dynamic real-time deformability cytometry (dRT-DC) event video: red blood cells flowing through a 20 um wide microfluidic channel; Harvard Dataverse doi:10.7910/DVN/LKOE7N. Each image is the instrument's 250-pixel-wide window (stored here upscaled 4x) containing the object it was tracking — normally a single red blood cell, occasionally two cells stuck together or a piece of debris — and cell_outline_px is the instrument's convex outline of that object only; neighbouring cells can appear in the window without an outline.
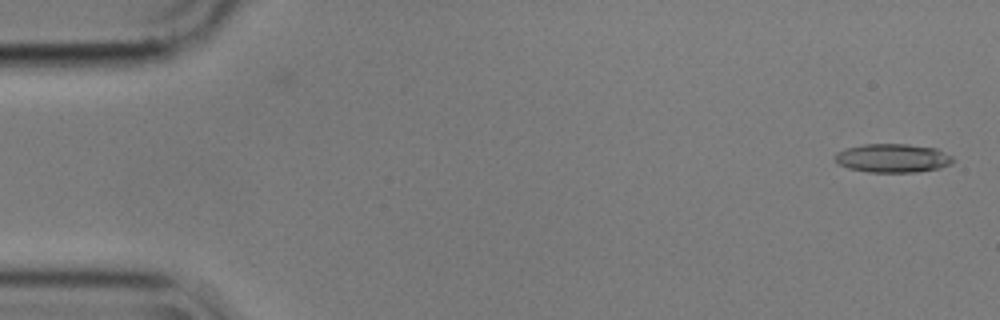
{"species": "common noctule bat (a hibernating species)", "species_latin": "Nyctalus noctula", "temperature_condition": "cold", "stored_images_in_passage": 50, "camera_frame_rate_fps": 3000, "um_per_image_px": 0.085, "animal": {"sex": "male", "body_mass_g": 17.9}, "frame": {"image": 1, "passage_image": 1, "time_ms": 0.0, "image_size_px": [1000, 320], "cell_outline_px": [[956, 160], [952, 164], [940, 168], [916, 172], [868, 172], [848, 168], [840, 164], [832, 156], [836, 152], [848, 148], [864, 144], [908, 144], [936, 148], [952, 156]], "centroid_in_image_um": [75.91, 13.44], "position_along_channel_um": 9.1, "area_um2": 19.83}}
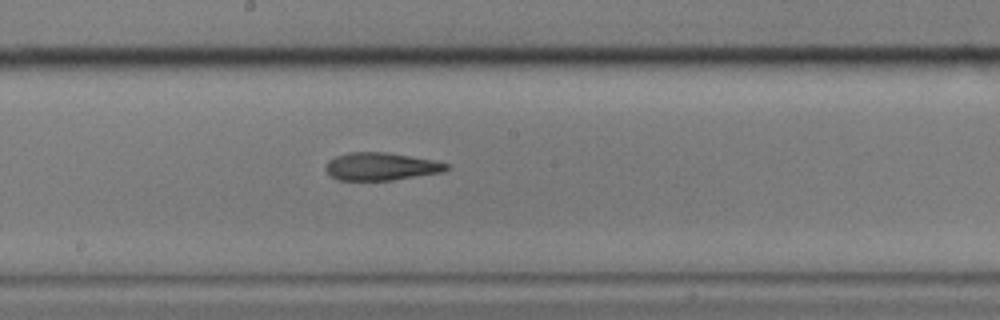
{"frame": {"image": 2, "passage_image": 29, "time_ms": 9.333, "image_size_px": [1000, 320], "cell_outline_px": [[448, 168], [444, 172], [392, 180], [336, 180], [324, 168], [328, 160], [336, 156], [348, 152], [388, 152], [432, 160], [448, 164]], "centroid_in_image_um": [32.36, 14.15], "position_along_channel_um": 215.8, "area_um2": 19.48}}
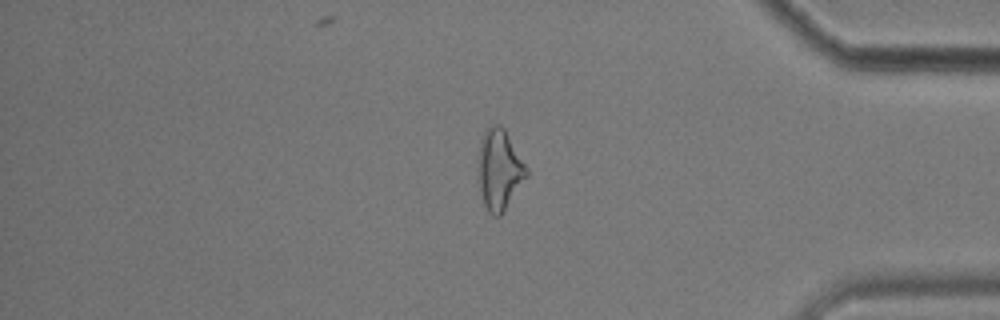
{"frame": {"image": 3, "passage_image": 46, "time_ms": 15.0, "image_size_px": [1000, 320], "cell_outline_px": [[528, 176], [504, 212], [500, 216], [492, 216], [488, 212], [484, 204], [480, 188], [480, 140], [484, 132], [492, 124], [500, 124], [504, 128], [528, 168]], "centroid_in_image_um": [42.49, 14.44], "position_along_channel_um": 392.7, "area_um2": 22.37}}